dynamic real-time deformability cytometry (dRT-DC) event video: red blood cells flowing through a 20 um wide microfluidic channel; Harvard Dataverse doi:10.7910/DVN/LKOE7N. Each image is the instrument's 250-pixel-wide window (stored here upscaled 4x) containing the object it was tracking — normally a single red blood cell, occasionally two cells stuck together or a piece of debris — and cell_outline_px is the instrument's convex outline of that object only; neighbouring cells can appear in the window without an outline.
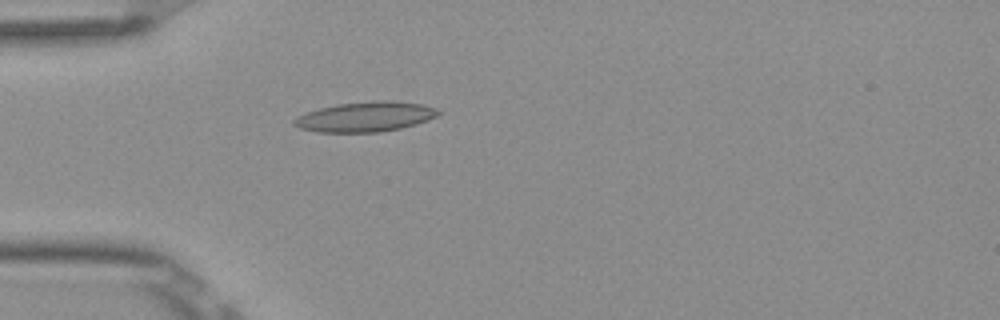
{"species": "Egyptian fruit bat (a non-hibernating species)", "species_latin": "Rousettus aegyptiacus", "temperature_condition": "room temperature", "stored_images_in_passage": 5, "camera_frame_rate_fps": 3000, "um_per_image_px": 0.085, "frame": {"image": 1, "passage_image": 5, "time_ms": 1.333, "image_size_px": [1000, 320], "cell_outline_px": [[444, 112], [428, 120], [416, 124], [400, 128], [380, 132], [316, 132], [300, 128], [292, 124], [292, 120], [308, 112], [320, 108], [336, 104], [372, 100], [392, 100], [424, 104], [436, 108]], "centroid_in_image_um": [31.1, 9.91], "position_along_channel_um": 53.9, "area_um2": 25.37}}